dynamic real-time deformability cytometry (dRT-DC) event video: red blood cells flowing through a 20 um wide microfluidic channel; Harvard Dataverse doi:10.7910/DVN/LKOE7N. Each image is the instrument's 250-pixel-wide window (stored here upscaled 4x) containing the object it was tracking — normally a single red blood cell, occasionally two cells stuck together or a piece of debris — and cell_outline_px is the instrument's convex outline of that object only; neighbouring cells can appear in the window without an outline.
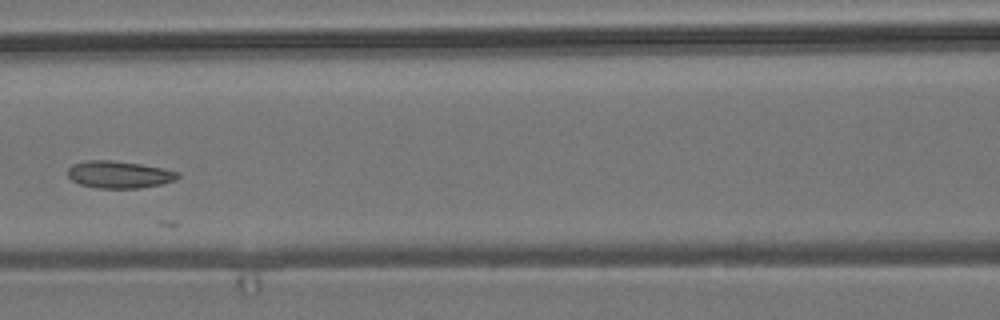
{"species": "common noctule bat (a hibernating species)", "species_latin": "Nyctalus noctula", "temperature_condition": "room temperature", "stored_images_in_passage": 9, "camera_frame_rate_fps": 3000, "um_per_image_px": 0.085, "animal": {"sex": "male", "body_mass_g": 19.2, "forearm_length_mm": 51.8}, "frame": {"image": 1, "passage_image": 6, "time_ms": 1.667, "image_size_px": [1000, 320], "cell_outline_px": [[180, 176], [176, 180], [164, 184], [140, 188], [96, 188], [80, 184], [72, 180], [68, 176], [68, 168], [72, 164], [88, 160], [112, 160], [140, 164], [164, 168], [180, 172]], "centroid_in_image_um": [10.16, 14.84], "position_along_channel_um": 156.4, "area_um2": 17.63}}
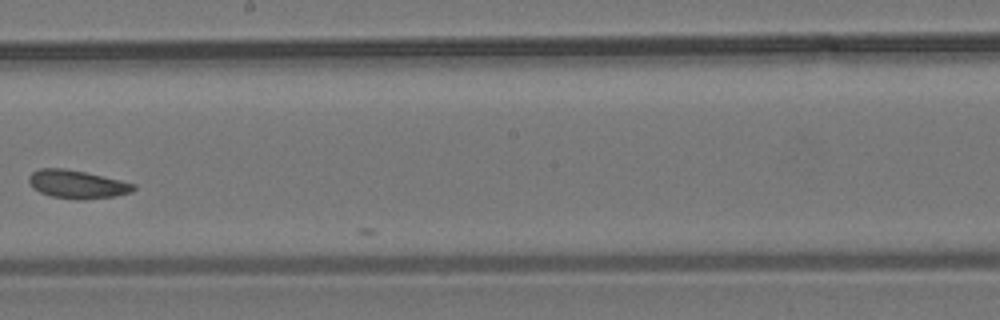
{"frame": {"image": 2, "passage_image": 8, "time_ms": 2.333, "image_size_px": [1000, 320], "cell_outline_px": [[136, 188], [132, 192], [116, 196], [84, 200], [76, 200], [52, 196], [40, 192], [32, 188], [28, 180], [28, 176], [32, 172], [40, 168], [64, 168], [84, 172], [120, 180], [136, 184]], "centroid_in_image_um": [6.55, 15.67], "position_along_channel_um": 241.6, "area_um2": 17.34}}
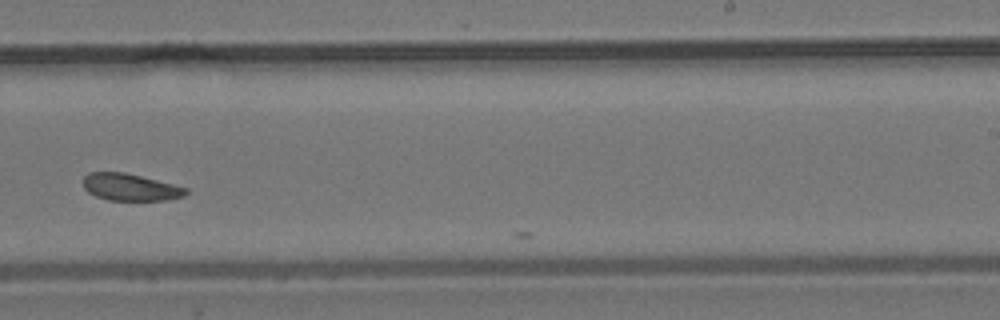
{"frame": {"image": 3, "passage_image": 9, "time_ms": 2.667, "image_size_px": [1000, 320], "cell_outline_px": [[188, 192], [184, 196], [164, 200], [108, 200], [96, 196], [88, 192], [84, 188], [84, 176], [88, 172], [124, 172], [188, 188]], "centroid_in_image_um": [11.06, 15.91], "position_along_channel_um": 277.9, "area_um2": 16.01}}